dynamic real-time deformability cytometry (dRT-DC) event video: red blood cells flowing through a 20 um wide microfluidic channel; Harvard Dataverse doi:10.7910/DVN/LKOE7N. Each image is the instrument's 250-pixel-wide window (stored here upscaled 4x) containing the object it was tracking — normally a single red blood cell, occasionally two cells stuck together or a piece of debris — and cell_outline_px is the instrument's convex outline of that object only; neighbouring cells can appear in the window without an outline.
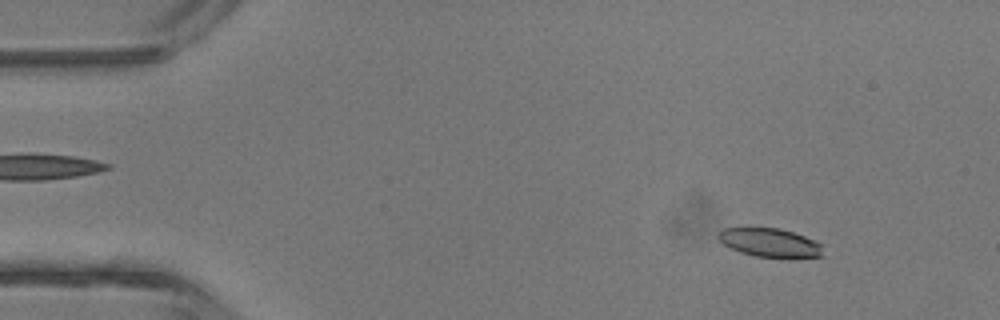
{"species": "common noctule bat (a hibernating species)", "species_latin": "Nyctalus noctula", "temperature_condition": "room temperature", "stored_images_in_passage": 3, "camera_frame_rate_fps": 3000, "um_per_image_px": 0.085, "animal": {"sex": "male", "body_mass_g": 13.3}, "frame": {"image": 1, "passage_image": 1, "time_ms": 0.0, "image_size_px": [1000, 320], "cell_outline_px": [[824, 256], [756, 256], [740, 252], [724, 244], [720, 240], [720, 232], [724, 228], [780, 228], [804, 236], [824, 244]], "centroid_in_image_um": [65.5, 20.61], "position_along_channel_um": 19.5, "area_um2": 16.99}}